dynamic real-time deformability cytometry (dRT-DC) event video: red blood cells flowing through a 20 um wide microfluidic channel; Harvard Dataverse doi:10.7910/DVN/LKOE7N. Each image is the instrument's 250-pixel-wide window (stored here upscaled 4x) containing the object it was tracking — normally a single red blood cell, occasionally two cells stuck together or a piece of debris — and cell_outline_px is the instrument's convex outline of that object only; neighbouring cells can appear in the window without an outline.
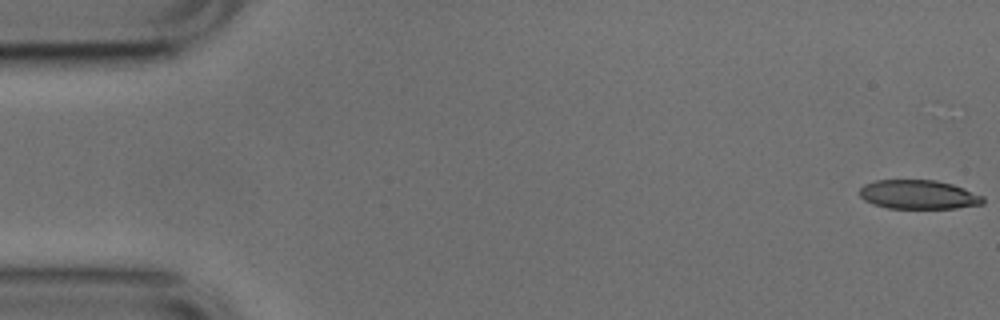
{"species": "common noctule bat (a hibernating species)", "species_latin": "Nyctalus noctula", "temperature_condition": "cold", "stored_images_in_passage": 2, "camera_frame_rate_fps": 3000, "um_per_image_px": 0.085, "animal": {"sex": "male", "body_mass_g": 17.9, "forearm_length_mm": 54.2}, "frame": {"image": 1, "passage_image": 1, "time_ms": 0.0, "image_size_px": [1000, 320], "cell_outline_px": [[984, 204], [956, 208], [888, 208], [872, 204], [864, 200], [860, 196], [860, 188], [864, 184], [876, 180], [936, 180], [952, 184], [964, 188], [984, 196]], "centroid_in_image_um": [78.08, 16.54], "position_along_channel_um": 6.9, "area_um2": 20.98}}